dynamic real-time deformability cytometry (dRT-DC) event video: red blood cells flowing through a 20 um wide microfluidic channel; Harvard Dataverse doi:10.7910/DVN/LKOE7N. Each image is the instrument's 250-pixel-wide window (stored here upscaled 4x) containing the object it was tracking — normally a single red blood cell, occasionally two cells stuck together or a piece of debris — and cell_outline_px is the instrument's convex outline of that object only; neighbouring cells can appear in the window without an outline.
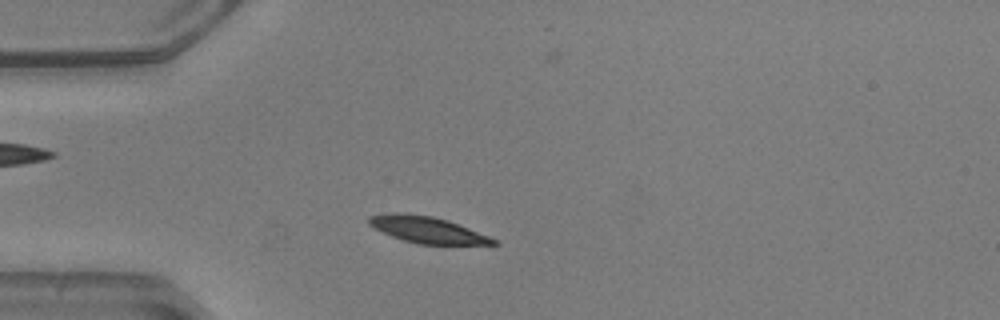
{"species": "common noctule bat (a hibernating species)", "species_latin": "Nyctalus noctula", "temperature_condition": "warm", "stored_images_in_passage": 46, "camera_frame_rate_fps": 3000, "um_per_image_px": 0.085, "animal": {"sex": "male", "body_mass_g": 20.5, "forearm_length_mm": 52.5}, "frame": {"image": 1, "passage_image": 7, "time_ms": 2.0, "image_size_px": [1000, 320], "cell_outline_px": [[500, 244], [420, 244], [404, 240], [392, 236], [368, 224], [368, 216], [396, 212], [432, 216], [448, 220], [500, 240]], "centroid_in_image_um": [36.36, 19.53], "position_along_channel_um": 48.6, "area_um2": 18.96}}
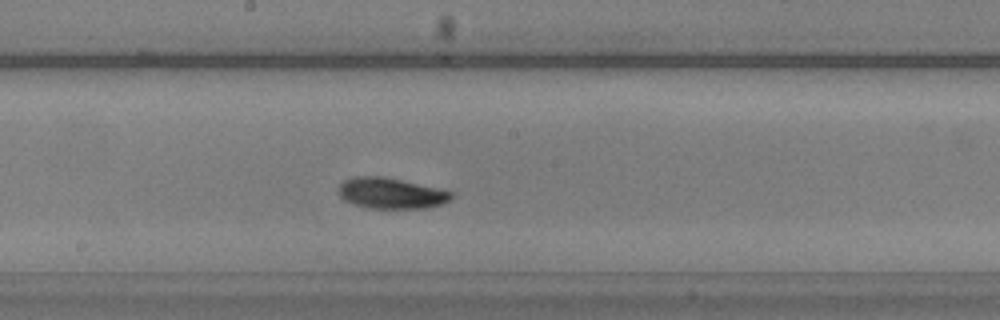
{"frame": {"image": 2, "passage_image": 21, "time_ms": 6.667, "image_size_px": [1000, 320], "cell_outline_px": [[452, 196], [448, 200], [440, 204], [424, 208], [368, 208], [352, 204], [344, 200], [340, 196], [340, 184], [344, 180], [356, 176], [384, 176], [436, 188], [452, 192]], "centroid_in_image_um": [33.18, 16.42], "position_along_channel_um": 215.0, "area_um2": 19.94}}
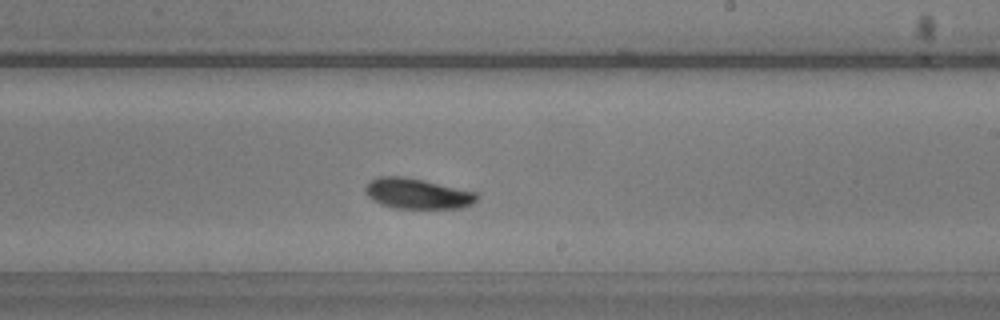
{"frame": {"image": 3, "passage_image": 24, "time_ms": 7.667, "image_size_px": [1000, 320], "cell_outline_px": [[476, 200], [472, 204], [460, 208], [392, 208], [380, 204], [372, 200], [364, 192], [364, 188], [368, 180], [380, 176], [400, 176], [424, 180], [476, 192]], "centroid_in_image_um": [35.4, 16.45], "position_along_channel_um": 253.6, "area_um2": 19.83}, "authors_computed_cell_mechanics": {"area_um2": 19.363, "velocity_mm_per_s": 3.8824, "shape_relaxation_time_tau1_ms": 2.288, "shape_relaxation_time_tau2_ms": 8.6142, "deformation_change_tau1": 0.1298, "deformation_change_tau2": 0.1207}}